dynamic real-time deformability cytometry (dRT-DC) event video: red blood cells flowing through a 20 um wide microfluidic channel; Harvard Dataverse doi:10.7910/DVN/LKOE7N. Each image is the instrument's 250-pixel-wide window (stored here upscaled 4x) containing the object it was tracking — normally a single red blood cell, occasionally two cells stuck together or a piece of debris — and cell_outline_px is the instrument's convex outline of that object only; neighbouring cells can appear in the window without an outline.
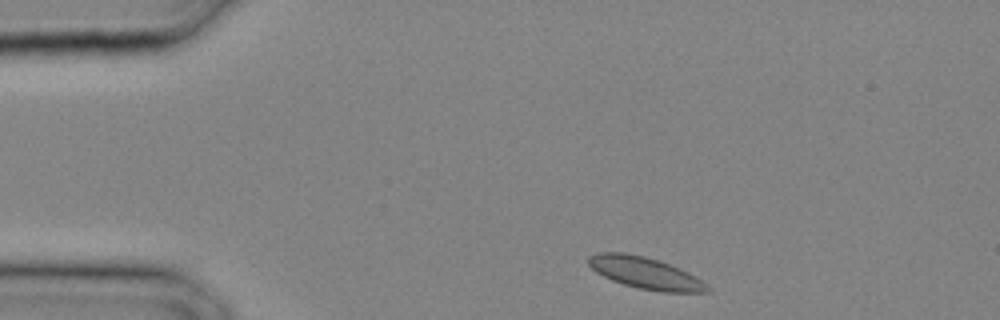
{"species": "common noctule bat (a hibernating species)", "species_latin": "Nyctalus noctula", "temperature_condition": "cold", "stored_images_in_passage": 27, "camera_frame_rate_fps": 3000, "um_per_image_px": 0.085, "animal": {"sex": "male", "body_mass_g": 20.4}, "frame": {"image": 1, "passage_image": 1, "time_ms": 0.0, "image_size_px": [1000, 320], "cell_outline_px": [[712, 288], [708, 292], [660, 292], [636, 288], [612, 280], [596, 272], [588, 264], [588, 256], [596, 252], [624, 252], [644, 256], [660, 260], [680, 268], [696, 276], [708, 284]], "centroid_in_image_um": [54.87, 23.2], "position_along_channel_um": 30.1, "area_um2": 22.25}}
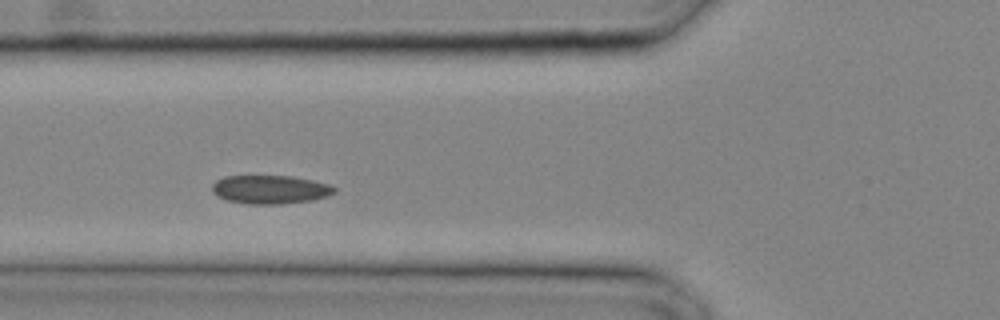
{"frame": {"image": 2, "passage_image": 7, "time_ms": 2.0, "image_size_px": [1000, 320], "cell_outline_px": [[336, 192], [328, 196], [312, 200], [280, 204], [244, 204], [228, 200], [216, 196], [212, 192], [212, 184], [216, 180], [224, 176], [288, 176], [312, 180], [328, 184], [336, 188]], "centroid_in_image_um": [22.94, 16.11], "position_along_channel_um": 102.9, "area_um2": 20.4}}
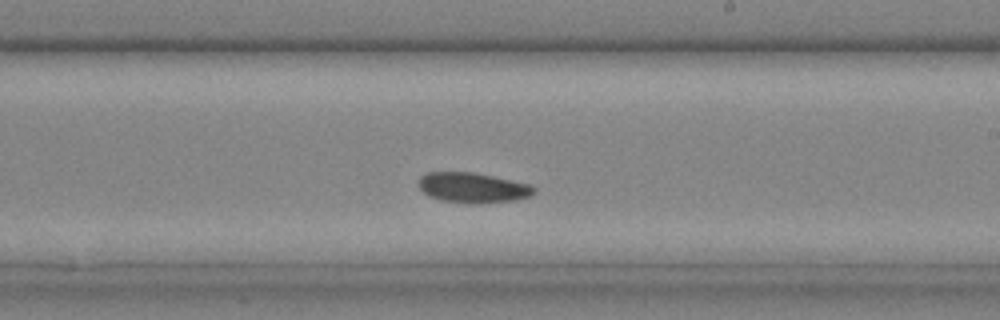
{"frame": {"image": 3, "passage_image": 14, "time_ms": 4.333, "image_size_px": [1000, 320], "cell_outline_px": [[536, 192], [528, 196], [512, 200], [476, 204], [472, 204], [440, 200], [428, 196], [420, 188], [420, 176], [428, 172], [476, 172], [532, 184], [536, 188]], "centroid_in_image_um": [40.21, 15.94], "position_along_channel_um": 248.8, "area_um2": 20.4}}